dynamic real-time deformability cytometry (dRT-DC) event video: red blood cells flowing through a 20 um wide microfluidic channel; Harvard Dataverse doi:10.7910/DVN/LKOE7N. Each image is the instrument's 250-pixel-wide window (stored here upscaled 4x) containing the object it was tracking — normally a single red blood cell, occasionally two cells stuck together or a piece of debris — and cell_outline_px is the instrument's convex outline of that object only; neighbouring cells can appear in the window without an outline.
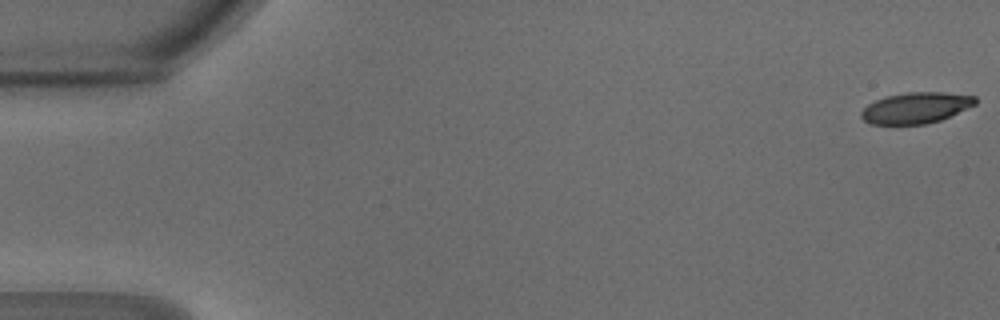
{"species": "common noctule bat (a hibernating species)", "species_latin": "Nyctalus noctula", "temperature_condition": "warm", "stored_images_in_passage": 48, "camera_frame_rate_fps": 3000, "um_per_image_px": 0.085, "animal": {"sex": "male", "body_mass_g": 18.8}, "frame": {"image": 1, "passage_image": 1, "time_ms": 0.0, "image_size_px": [1000, 320], "cell_outline_px": [[976, 104], [940, 120], [924, 124], [872, 124], [864, 120], [860, 116], [860, 112], [868, 104], [876, 100], [888, 96], [908, 92], [944, 92], [976, 96]], "centroid_in_image_um": [77.84, 9.16], "position_along_channel_um": 7.2, "area_um2": 20.4}}
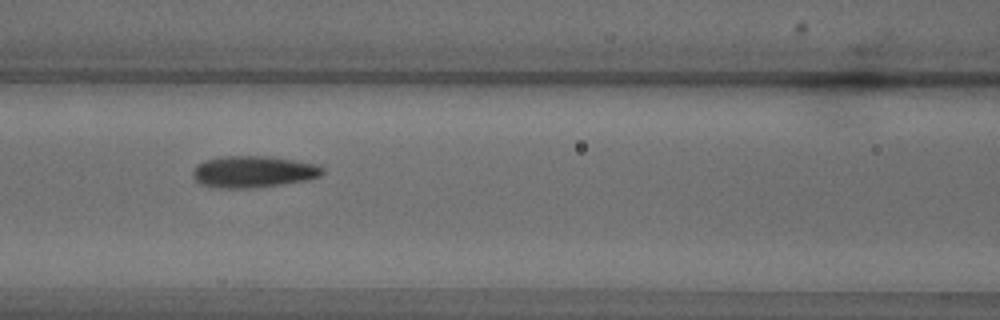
{"frame": {"image": 2, "passage_image": 21, "time_ms": 6.667, "image_size_px": [1000, 320], "cell_outline_px": [[324, 172], [320, 176], [308, 180], [284, 184], [256, 188], [212, 188], [200, 184], [192, 176], [192, 172], [204, 160], [224, 156], [272, 156], [320, 164], [324, 168]], "centroid_in_image_um": [21.58, 14.6], "position_along_channel_um": 145.0, "area_um2": 24.33}}
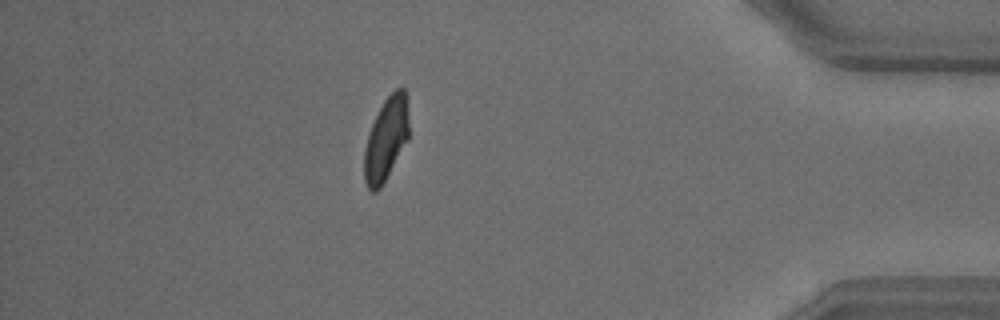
{"frame": {"image": 3, "passage_image": 42, "time_ms": 13.667, "image_size_px": [1000, 320], "cell_outline_px": [[408, 140], [380, 188], [376, 192], [372, 192], [368, 188], [364, 180], [364, 148], [368, 132], [384, 100], [396, 88], [404, 88], [408, 120]], "centroid_in_image_um": [32.79, 11.85], "position_along_channel_um": 402.4, "area_um2": 21.33}, "authors_computed_cell_mechanics": {"area_um2": 23.0044, "velocity_mm_per_s": 4.257, "shape_relaxation_time_tau1_ms": 3.4537, "shape_relaxation_time_tau2_ms": 1.4176, "deformation_change_tau1": 0.1548, "deformation_change_tau2": 0.0916}}